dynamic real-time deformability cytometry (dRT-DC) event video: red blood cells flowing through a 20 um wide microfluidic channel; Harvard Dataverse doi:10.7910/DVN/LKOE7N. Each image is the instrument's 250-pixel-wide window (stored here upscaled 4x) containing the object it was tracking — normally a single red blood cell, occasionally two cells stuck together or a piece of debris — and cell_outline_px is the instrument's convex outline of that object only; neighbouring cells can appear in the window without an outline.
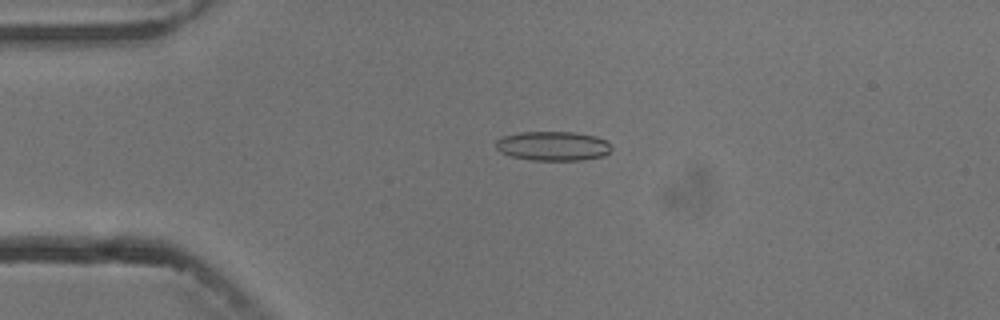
{"species": "common noctule bat (a hibernating species)", "species_latin": "Nyctalus noctula", "temperature_condition": "cold", "stored_images_in_passage": 4, "camera_frame_rate_fps": 3000, "um_per_image_px": 0.085, "animal": {"sex": "male", "body_mass_g": 13.3}, "frame": {"image": 1, "passage_image": 3, "time_ms": 3.333, "image_size_px": [1000, 320], "cell_outline_px": [[612, 148], [604, 156], [584, 160], [528, 160], [512, 156], [500, 152], [496, 148], [496, 140], [504, 136], [520, 132], [572, 132], [596, 136], [604, 140]], "centroid_in_image_um": [46.99, 12.41], "position_along_channel_um": 38.0, "area_um2": 19.71}}